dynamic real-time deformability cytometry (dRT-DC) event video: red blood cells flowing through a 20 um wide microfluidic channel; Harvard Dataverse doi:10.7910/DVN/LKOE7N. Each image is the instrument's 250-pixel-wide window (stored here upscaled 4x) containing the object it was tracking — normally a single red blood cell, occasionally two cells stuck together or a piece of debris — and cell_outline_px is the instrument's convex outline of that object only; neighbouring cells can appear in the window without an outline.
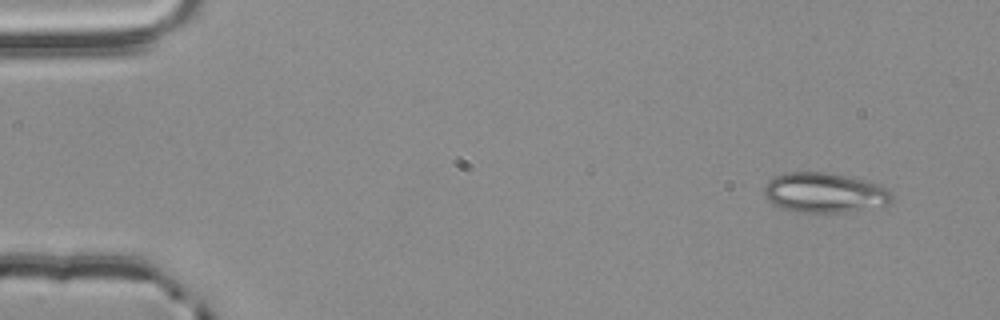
{"species": "common noctule bat (a hibernating species)", "species_latin": "Nyctalus noctula", "temperature_condition": "room temperature", "stored_images_in_passage": 52, "camera_frame_rate_fps": 3000, "um_per_image_px": 0.085, "animal": {"sex": "male", "body_mass_g": 20.4}, "frame": {"image": 1, "passage_image": 1, "time_ms": 0.0, "image_size_px": [1000, 320], "cell_outline_px": [[892, 200], [888, 204], [840, 212], [796, 212], [780, 208], [772, 204], [764, 196], [764, 184], [768, 180], [784, 172], [828, 172], [864, 180], [880, 184], [892, 192]], "centroid_in_image_um": [70.03, 16.37], "position_along_channel_um": 15.0, "area_um2": 29.71}}
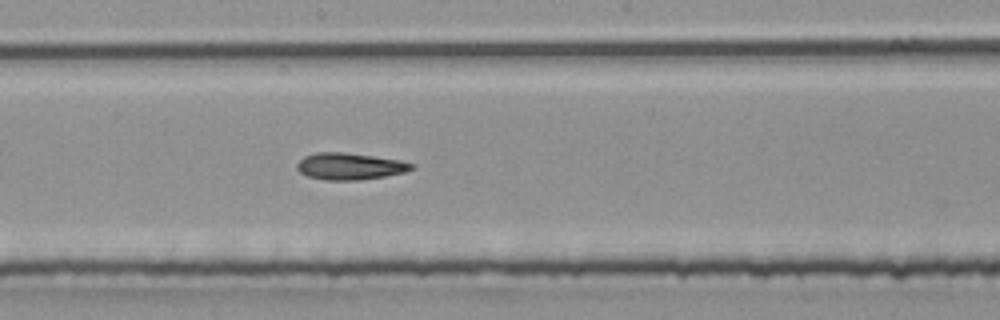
{"frame": {"image": 2, "passage_image": 27, "time_ms": 8.667, "image_size_px": [1000, 320], "cell_outline_px": [[416, 168], [404, 172], [384, 176], [360, 180], [328, 180], [308, 176], [300, 172], [296, 168], [296, 164], [304, 156], [316, 152], [344, 152], [400, 160], [416, 164]], "centroid_in_image_um": [29.74, 14.13], "position_along_channel_um": 218.5, "area_um2": 17.86}}
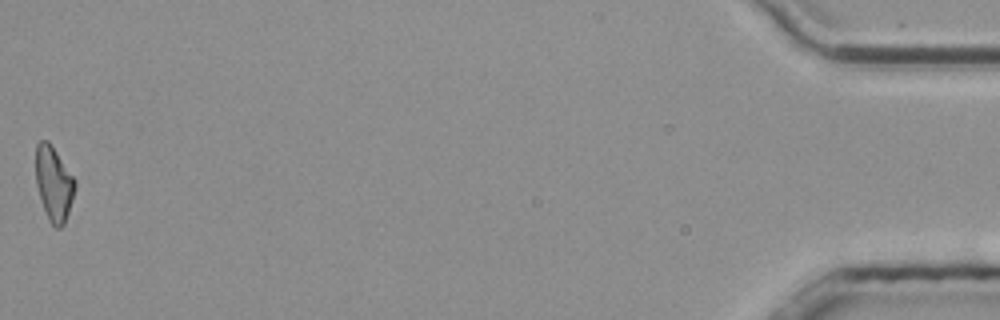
{"frame": {"image": 3, "passage_image": 52, "time_ms": 17.0, "image_size_px": [1000, 320], "cell_outline_px": [[76, 188], [64, 224], [60, 228], [56, 228], [48, 220], [44, 212], [36, 184], [36, 144], [40, 140], [48, 140], [52, 144], [76, 180]], "centroid_in_image_um": [4.57, 15.59], "position_along_channel_um": 430.6, "area_um2": 17.22}, "authors_computed_cell_mechanics": {"area_um2": 17.8313, "velocity_mm_per_s": 3.7914, "shape_relaxation_time_tau1_ms": null, "shape_relaxation_time_tau2_ms": 5.3246, "deformation_change_tau1": null, "deformation_change_tau2": 0.1422}}